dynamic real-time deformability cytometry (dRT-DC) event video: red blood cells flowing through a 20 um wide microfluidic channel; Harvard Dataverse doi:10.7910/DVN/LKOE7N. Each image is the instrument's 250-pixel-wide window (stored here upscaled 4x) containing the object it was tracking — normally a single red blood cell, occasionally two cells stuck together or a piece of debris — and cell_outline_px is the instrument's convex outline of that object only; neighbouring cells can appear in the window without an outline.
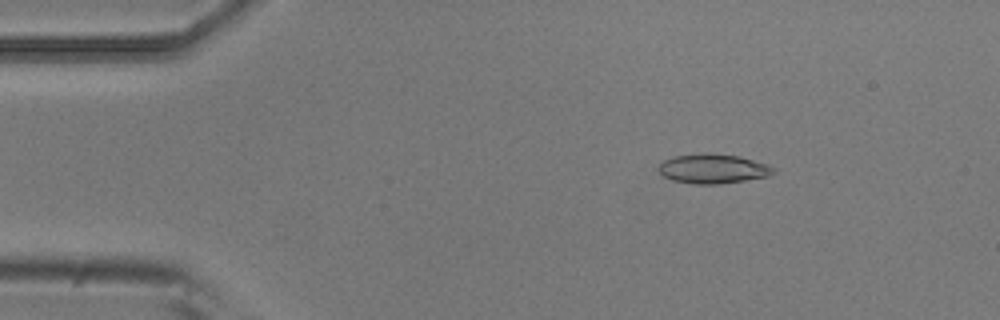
{"species": "common noctule bat (a hibernating species)", "species_latin": "Nyctalus noctula", "temperature_condition": "room temperature", "stored_images_in_passage": 5, "camera_frame_rate_fps": 3000, "um_per_image_px": 0.085, "animal": {"sex": "male", "body_mass_g": 20.5, "forearm_length_mm": 52.5}, "frame": {"image": 1, "passage_image": 2, "time_ms": 0.333, "image_size_px": [1000, 320], "cell_outline_px": [[776, 172], [768, 176], [720, 184], [692, 184], [672, 180], [664, 176], [656, 168], [664, 160], [672, 156], [708, 152], [740, 156], [768, 164], [776, 168]], "centroid_in_image_um": [60.6, 14.33], "position_along_channel_um": 24.4, "area_um2": 20.0}}
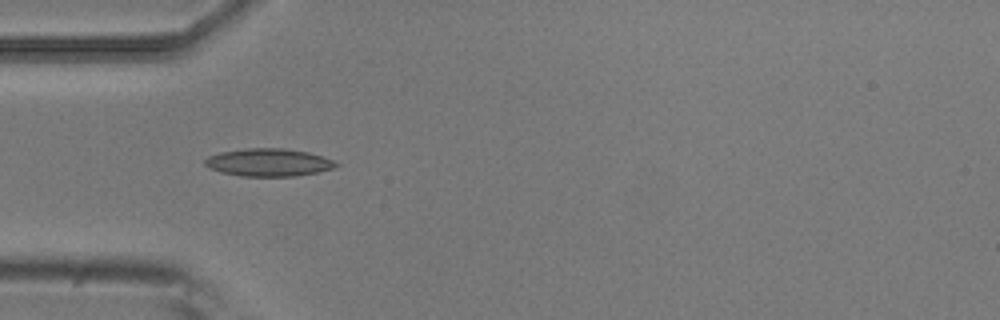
{"frame": {"image": 2, "passage_image": 4, "time_ms": 1.0, "image_size_px": [1000, 320], "cell_outline_px": [[340, 164], [336, 168], [296, 176], [240, 176], [220, 172], [204, 164], [204, 160], [208, 156], [220, 152], [244, 148], [284, 148], [308, 152], [332, 160]], "centroid_in_image_um": [22.82, 13.8], "position_along_channel_um": 62.2, "area_um2": 21.15}}
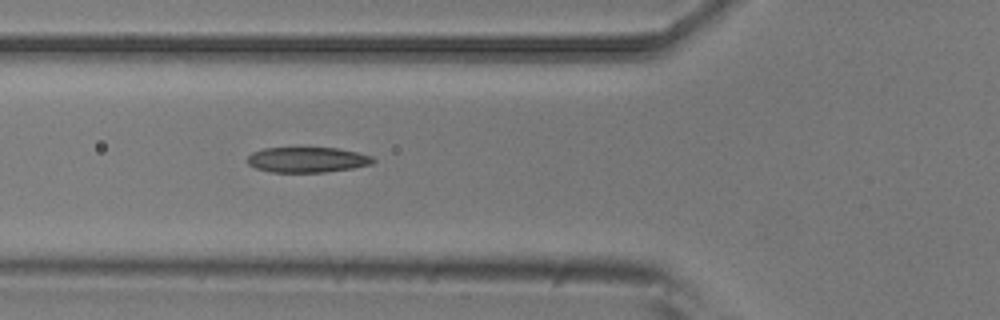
{"frame": {"image": 3, "passage_image": 5, "time_ms": 1.333, "image_size_px": [1000, 320], "cell_outline_px": [[376, 160], [372, 164], [352, 168], [324, 172], [272, 172], [256, 168], [248, 164], [248, 156], [252, 152], [264, 148], [336, 148], [356, 152], [372, 156]], "centroid_in_image_um": [26.12, 13.58], "position_along_channel_um": 99.7, "area_um2": 18.44}}